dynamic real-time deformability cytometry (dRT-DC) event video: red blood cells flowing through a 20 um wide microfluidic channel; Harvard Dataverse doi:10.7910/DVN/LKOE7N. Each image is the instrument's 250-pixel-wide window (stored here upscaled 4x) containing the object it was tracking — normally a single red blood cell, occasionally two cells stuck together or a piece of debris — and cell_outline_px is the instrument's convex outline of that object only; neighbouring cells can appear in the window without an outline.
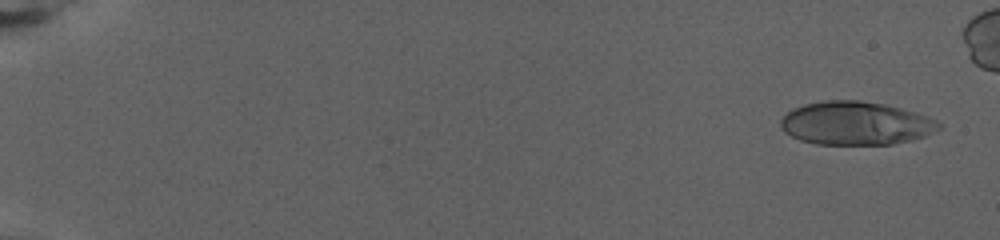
{"species": "human", "species_latin": "Homo sapiens", "temperature_condition": "warm", "stored_images_in_passage": 74, "camera_frame_rate_fps": 3000, "um_per_image_px": 0.085, "donor": {"sex": "female"}, "frame": {"image": 1, "passage_image": 3, "time_ms": 0.667, "image_size_px": [1000, 240], "cell_outline_px": [[940, 128], [924, 136], [912, 140], [892, 144], [816, 144], [800, 140], [784, 132], [780, 124], [780, 120], [792, 108], [804, 104], [828, 100], [860, 100], [884, 104], [900, 108], [928, 116], [936, 120], [940, 124]], "centroid_in_image_um": [72.72, 10.47], "position_along_channel_um": 12.3, "area_um2": 39.82}}
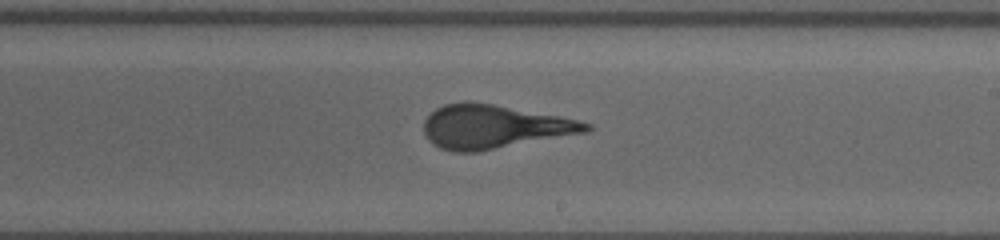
{"frame": {"image": 2, "passage_image": 48, "time_ms": 15.667, "image_size_px": [1000, 240], "cell_outline_px": [[592, 128], [588, 132], [476, 152], [456, 152], [440, 148], [432, 144], [424, 136], [424, 120], [436, 108], [444, 104], [464, 100], [468, 100], [492, 104], [560, 116], [592, 124]], "centroid_in_image_um": [41.95, 10.76], "position_along_channel_um": 247.1, "area_um2": 41.38}}
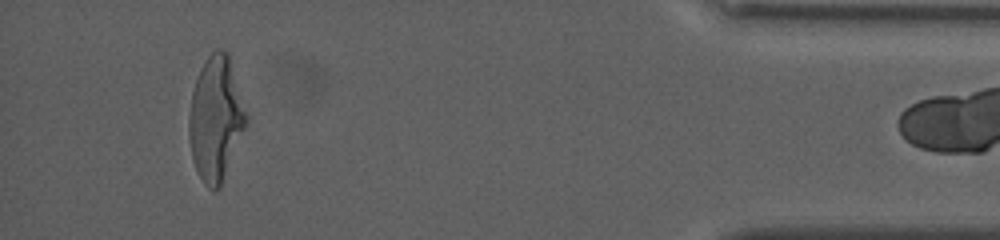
{"frame": {"image": 3, "passage_image": 72, "time_ms": 23.667, "image_size_px": [1000, 240], "cell_outline_px": [[248, 124], [220, 188], [212, 192], [204, 184], [196, 172], [192, 160], [188, 136], [188, 116], [192, 92], [200, 68], [204, 60], [216, 48], [220, 48], [228, 52], [248, 112]], "centroid_in_image_um": [18.35, 10.1], "position_along_channel_um": 416.8, "area_um2": 42.48}}